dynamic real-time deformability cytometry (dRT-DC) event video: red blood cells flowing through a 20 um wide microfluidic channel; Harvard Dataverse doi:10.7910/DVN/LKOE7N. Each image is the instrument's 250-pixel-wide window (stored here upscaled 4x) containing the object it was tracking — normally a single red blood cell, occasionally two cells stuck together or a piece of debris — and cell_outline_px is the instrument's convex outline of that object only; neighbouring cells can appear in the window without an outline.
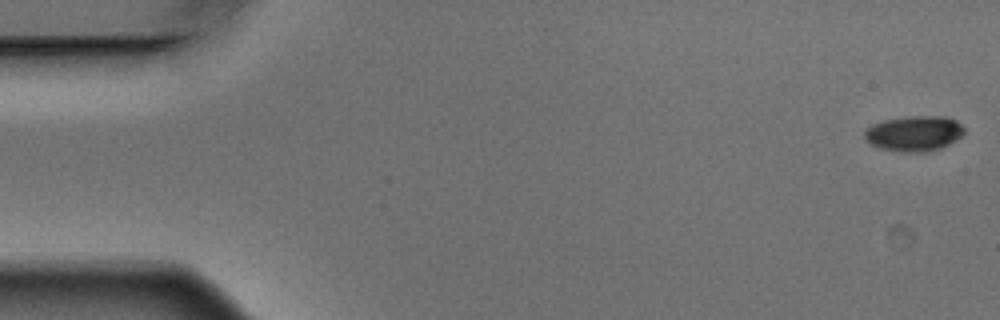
{"species": "Egyptian fruit bat (a non-hibernating species)", "species_latin": "Rousettus aegyptiacus", "temperature_condition": "warm", "stored_images_in_passage": 5, "camera_frame_rate_fps": 3000, "um_per_image_px": 0.085, "animal": {"sex": "male"}, "frame": {"image": 1, "passage_image": 1, "time_ms": 0.0, "image_size_px": [1000, 320], "cell_outline_px": [[964, 132], [956, 140], [940, 148], [928, 152], [900, 152], [880, 148], [868, 144], [864, 140], [864, 132], [872, 124], [884, 120], [904, 116], [944, 116], [956, 120], [964, 128]], "centroid_in_image_um": [77.66, 11.35], "position_along_channel_um": 7.3, "area_um2": 20.75}}
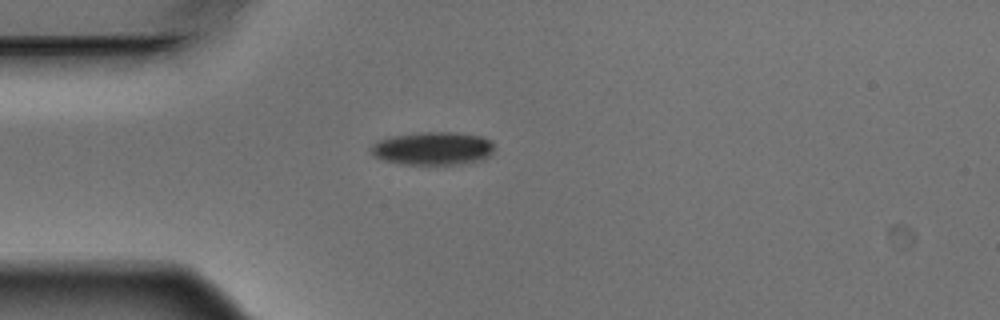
{"frame": {"image": 2, "passage_image": 5, "time_ms": 1.333, "image_size_px": [1000, 320], "cell_outline_px": [[492, 152], [488, 156], [480, 160], [464, 164], [400, 164], [384, 160], [372, 156], [368, 148], [372, 144], [380, 140], [392, 136], [424, 132], [456, 132], [480, 136], [492, 140]], "centroid_in_image_um": [36.76, 12.62], "position_along_channel_um": 48.2, "area_um2": 23.87}}